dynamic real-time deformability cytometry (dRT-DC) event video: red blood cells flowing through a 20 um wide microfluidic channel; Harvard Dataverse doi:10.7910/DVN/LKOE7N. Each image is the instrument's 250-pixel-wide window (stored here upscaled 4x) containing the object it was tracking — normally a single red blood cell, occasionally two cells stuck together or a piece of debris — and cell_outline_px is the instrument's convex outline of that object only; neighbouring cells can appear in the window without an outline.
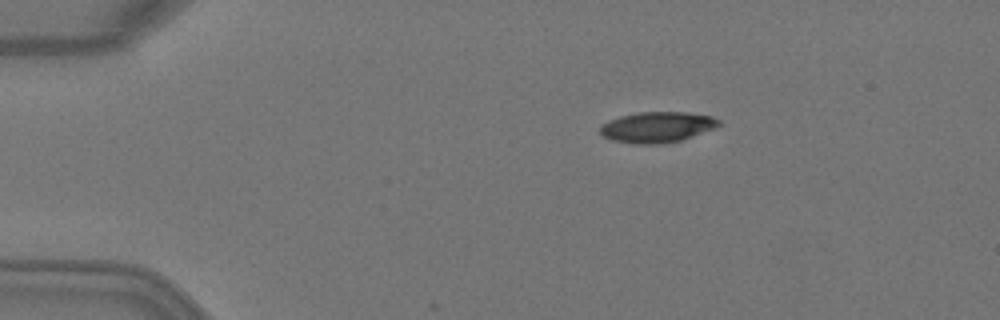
{"species": "Egyptian fruit bat (a non-hibernating species)", "species_latin": "Rousettus aegyptiacus", "temperature_condition": "warm", "stored_images_in_passage": 5, "camera_frame_rate_fps": 3000, "um_per_image_px": 0.085, "animal": {"sex": "female"}, "frame": {"image": 1, "passage_image": 1, "time_ms": 0.0, "image_size_px": [1000, 320], "cell_outline_px": [[720, 124], [716, 128], [680, 140], [660, 144], [636, 144], [612, 140], [604, 136], [600, 132], [600, 124], [608, 120], [620, 116], [640, 112], [688, 112], [712, 116], [720, 120]], "centroid_in_image_um": [55.85, 10.8], "position_along_channel_um": 29.1, "area_um2": 21.27}}
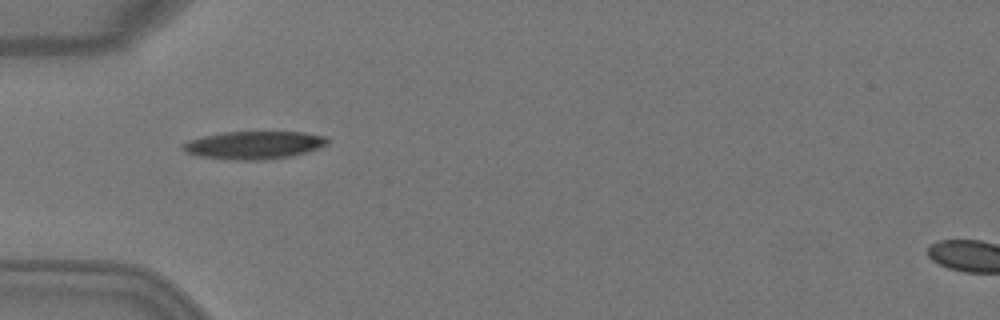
{"frame": {"image": 2, "passage_image": 3, "time_ms": 0.667, "image_size_px": [1000, 320], "cell_outline_px": [[328, 144], [308, 152], [292, 156], [256, 160], [240, 160], [200, 156], [184, 152], [180, 148], [180, 144], [188, 140], [204, 136], [224, 132], [304, 132], [324, 136], [328, 140]], "centroid_in_image_um": [21.56, 12.33], "position_along_channel_um": 63.4, "area_um2": 23.41}}
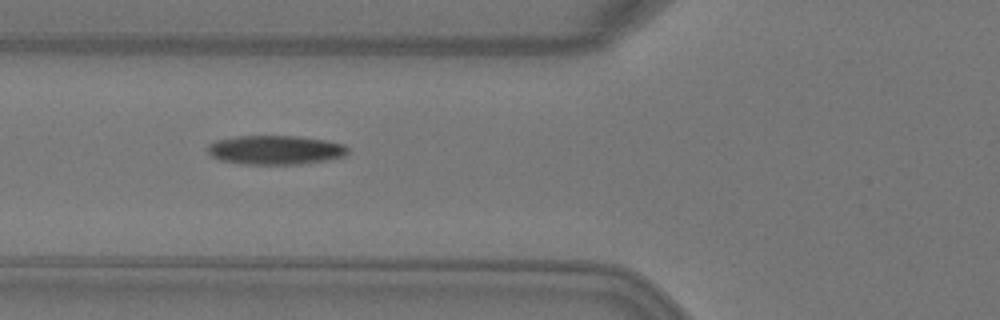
{"frame": {"image": 3, "passage_image": 4, "time_ms": 1.0, "image_size_px": [1000, 320], "cell_outline_px": [[348, 152], [344, 156], [324, 160], [300, 164], [248, 164], [220, 160], [212, 156], [208, 152], [208, 144], [216, 140], [236, 136], [300, 136], [328, 140], [344, 144], [348, 148]], "centroid_in_image_um": [23.42, 12.73], "position_along_channel_um": 102.4, "area_um2": 23.76}}